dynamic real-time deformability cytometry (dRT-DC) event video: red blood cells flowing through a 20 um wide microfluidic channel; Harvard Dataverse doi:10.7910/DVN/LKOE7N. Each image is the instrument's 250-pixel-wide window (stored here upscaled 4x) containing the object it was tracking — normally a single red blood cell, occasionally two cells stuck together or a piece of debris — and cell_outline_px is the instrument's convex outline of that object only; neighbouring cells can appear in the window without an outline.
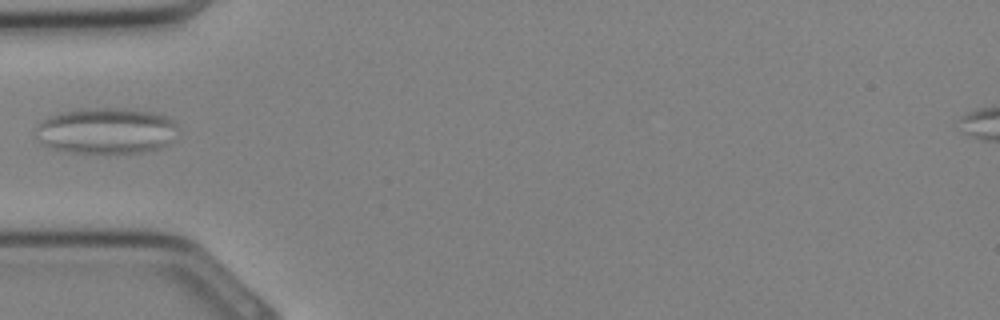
{"species": "Egyptian fruit bat (a non-hibernating species)", "species_latin": "Rousettus aegyptiacus", "temperature_condition": "cold", "stored_images_in_passage": 7, "camera_frame_rate_fps": 3000, "um_per_image_px": 0.085, "animal": {"sex": "female"}, "frame": {"image": 1, "passage_image": 1, "time_ms": 0.0, "image_size_px": [1000, 320], "cell_outline_px": [[180, 132], [168, 144], [156, 148], [140, 152], [72, 152], [56, 148], [44, 144], [40, 140], [36, 128], [44, 120], [52, 116], [64, 112], [84, 108], [124, 108], [152, 112], [168, 116], [180, 128]], "centroid_in_image_um": [9.14, 11.09], "position_along_channel_um": 75.9, "area_um2": 37.63}}